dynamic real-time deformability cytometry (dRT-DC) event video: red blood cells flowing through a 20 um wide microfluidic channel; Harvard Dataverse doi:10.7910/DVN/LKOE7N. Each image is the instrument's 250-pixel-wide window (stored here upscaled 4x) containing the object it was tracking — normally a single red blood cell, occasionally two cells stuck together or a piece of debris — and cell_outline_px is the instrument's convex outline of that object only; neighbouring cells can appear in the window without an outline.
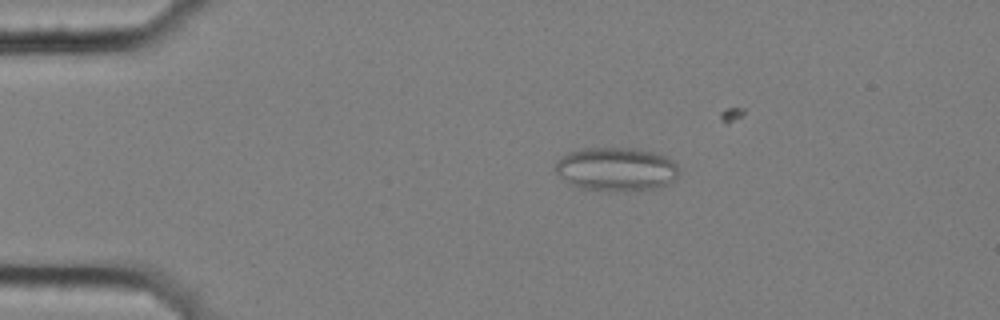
{"species": "common noctule bat (a hibernating species)", "species_latin": "Nyctalus noctula", "temperature_condition": "cold", "stored_images_in_passage": 8, "camera_frame_rate_fps": 3000, "um_per_image_px": 0.085, "animal": {"sex": "female", "body_mass_g": 25.1}, "frame": {"image": 1, "passage_image": 3, "time_ms": 0.667, "image_size_px": [1000, 320], "cell_outline_px": [[680, 172], [668, 184], [660, 188], [616, 192], [608, 192], [580, 188], [568, 184], [556, 172], [556, 160], [560, 156], [568, 152], [584, 148], [636, 148], [652, 152], [676, 160], [680, 168]], "centroid_in_image_um": [52.39, 14.39], "position_along_channel_um": 32.6, "area_um2": 32.14}}
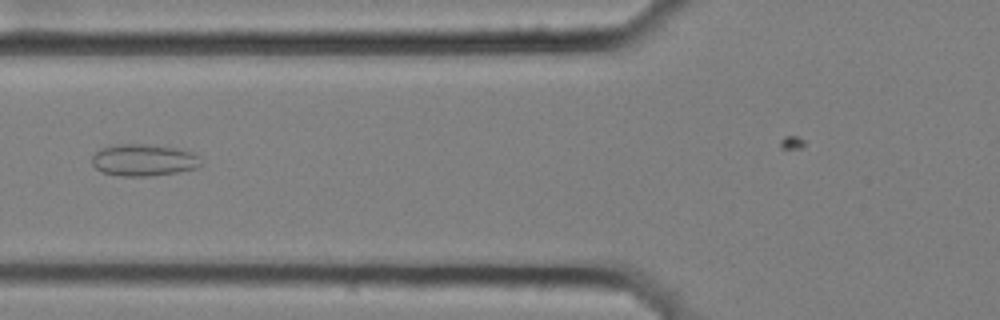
{"frame": {"image": 2, "passage_image": 6, "time_ms": 1.667, "image_size_px": [1000, 320], "cell_outline_px": [[200, 164], [196, 168], [176, 172], [148, 176], [120, 176], [104, 172], [96, 168], [92, 164], [92, 156], [100, 148], [116, 144], [148, 144], [176, 148], [192, 152], [196, 156]], "centroid_in_image_um": [12.16, 13.6], "position_along_channel_um": 113.6, "area_um2": 20.0}}